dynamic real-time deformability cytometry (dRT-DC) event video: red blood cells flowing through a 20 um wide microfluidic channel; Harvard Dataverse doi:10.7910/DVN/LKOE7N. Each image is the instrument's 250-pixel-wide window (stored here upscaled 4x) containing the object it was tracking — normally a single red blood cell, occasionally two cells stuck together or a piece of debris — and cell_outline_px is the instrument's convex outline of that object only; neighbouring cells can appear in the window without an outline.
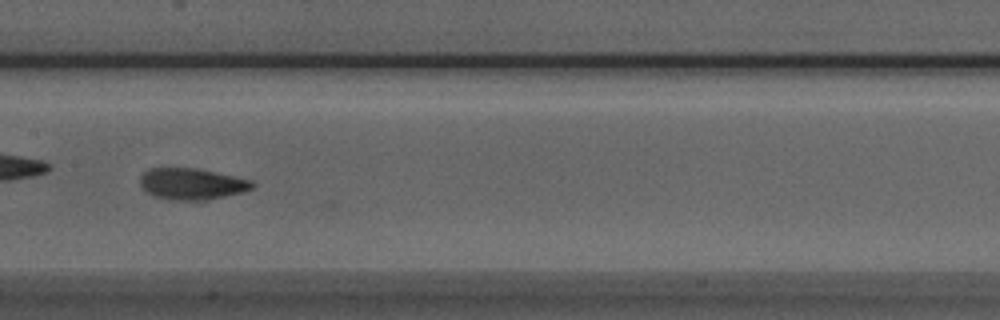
{"species": "Egyptian fruit bat (a non-hibernating species)", "species_latin": "Rousettus aegyptiacus", "temperature_condition": "room temperature", "stored_images_in_passage": 24, "camera_frame_rate_fps": 3000, "um_per_image_px": 0.085, "animal": {"sex": "male"}, "frame": {"image": 1, "passage_image": 14, "time_ms": 4.333, "image_size_px": [1000, 320], "cell_outline_px": [[256, 184], [252, 188], [244, 192], [224, 196], [196, 200], [172, 200], [152, 196], [140, 184], [140, 176], [148, 168], [196, 168], [252, 180]], "centroid_in_image_um": [16.29, 15.62], "position_along_channel_um": 191.1, "area_um2": 20.35}}
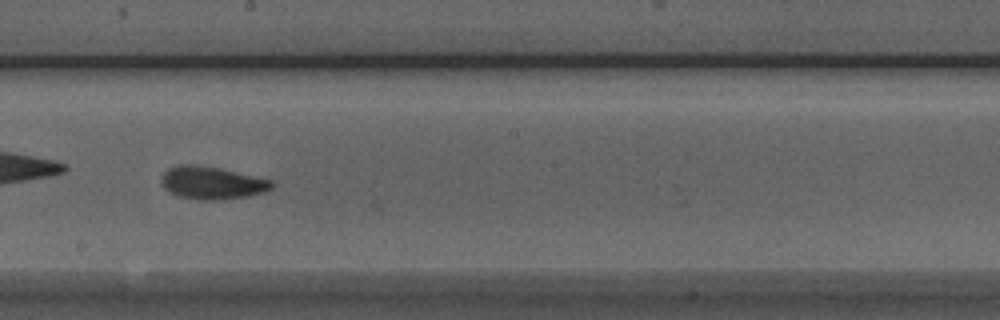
{"frame": {"image": 2, "passage_image": 17, "time_ms": 5.333, "image_size_px": [1000, 320], "cell_outline_px": [[276, 184], [272, 188], [264, 192], [248, 196], [216, 200], [200, 200], [180, 196], [168, 192], [164, 188], [160, 180], [160, 176], [168, 168], [176, 164], [196, 164], [220, 168], [272, 180]], "centroid_in_image_um": [17.99, 15.53], "position_along_channel_um": 230.2, "area_um2": 21.27}}
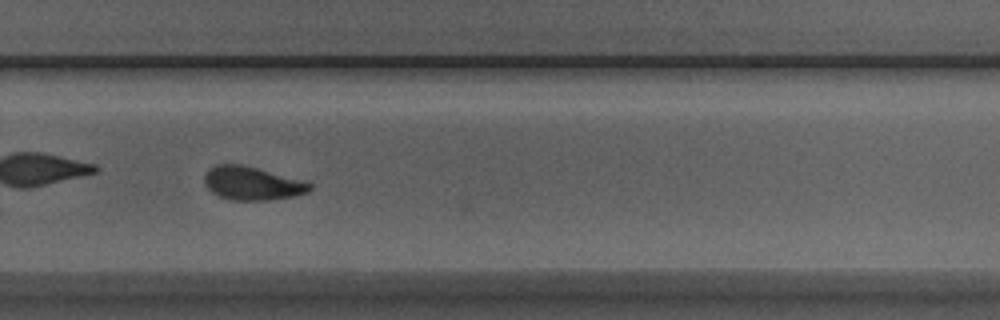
{"frame": {"image": 3, "passage_image": 23, "time_ms": 7.333, "image_size_px": [1000, 320], "cell_outline_px": [[312, 188], [308, 192], [296, 196], [272, 200], [232, 200], [220, 196], [212, 192], [204, 184], [204, 176], [208, 168], [216, 164], [240, 164], [256, 168], [312, 184]], "centroid_in_image_um": [21.38, 15.59], "position_along_channel_um": 308.4, "area_um2": 20.29}}